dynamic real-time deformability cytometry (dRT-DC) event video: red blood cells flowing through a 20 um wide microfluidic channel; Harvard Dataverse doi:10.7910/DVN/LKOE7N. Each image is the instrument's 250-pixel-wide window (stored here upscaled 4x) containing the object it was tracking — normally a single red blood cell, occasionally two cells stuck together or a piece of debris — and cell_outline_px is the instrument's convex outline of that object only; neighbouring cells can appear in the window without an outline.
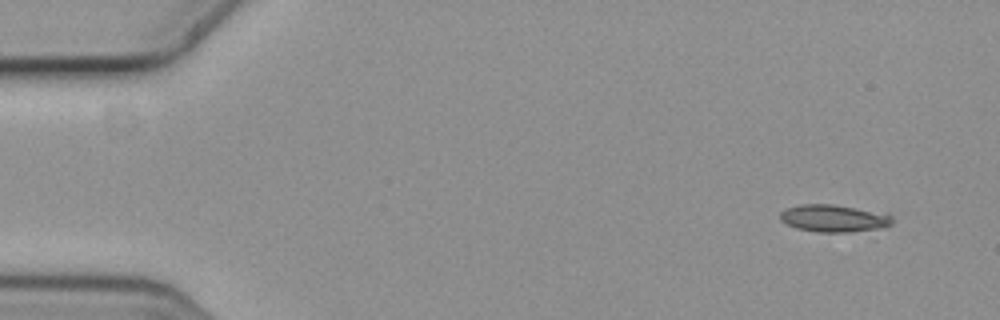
{"species": "common noctule bat (a hibernating species)", "species_latin": "Nyctalus noctula", "temperature_condition": "cold", "stored_images_in_passage": 4, "camera_frame_rate_fps": 3000, "um_per_image_px": 0.085, "animal": {"sex": "female", "body_mass_g": 19.3, "forearm_length_mm": 54.1}, "frame": {"image": 1, "passage_image": 1, "time_ms": 0.0, "image_size_px": [1000, 320], "cell_outline_px": [[892, 224], [888, 228], [852, 232], [816, 232], [796, 228], [780, 220], [780, 212], [788, 208], [800, 204], [832, 204], [888, 212], [892, 216]], "centroid_in_image_um": [70.97, 18.56], "position_along_channel_um": 14.0, "area_um2": 18.32}}